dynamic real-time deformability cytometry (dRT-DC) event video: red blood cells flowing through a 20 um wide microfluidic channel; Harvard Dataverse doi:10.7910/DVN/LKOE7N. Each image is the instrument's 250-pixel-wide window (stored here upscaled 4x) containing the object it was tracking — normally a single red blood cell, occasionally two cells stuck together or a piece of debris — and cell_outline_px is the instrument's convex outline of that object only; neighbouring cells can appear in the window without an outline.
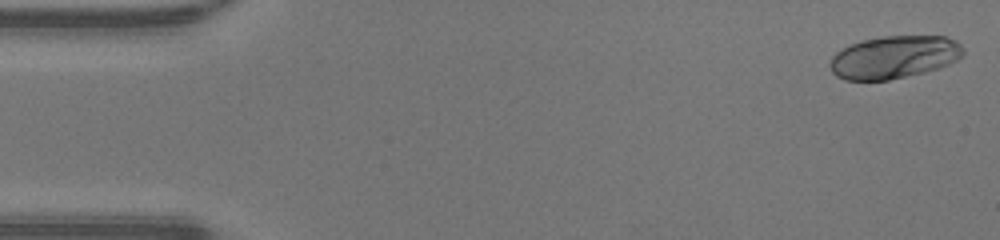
{"species": "human", "species_latin": "Homo sapiens", "temperature_condition": "warm", "stored_images_in_passage": 48, "camera_frame_rate_fps": 3000, "um_per_image_px": 0.085, "donor": {"sex": "male"}, "frame": {"image": 1, "passage_image": 1, "time_ms": 0.0, "image_size_px": [1000, 240], "cell_outline_px": [[964, 56], [948, 64], [924, 72], [888, 80], [844, 80], [836, 76], [832, 72], [828, 64], [832, 56], [836, 52], [852, 44], [864, 40], [884, 36], [944, 36], [956, 40], [964, 48]], "centroid_in_image_um": [76.0, 4.86], "position_along_channel_um": 9.0, "area_um2": 33.12}}
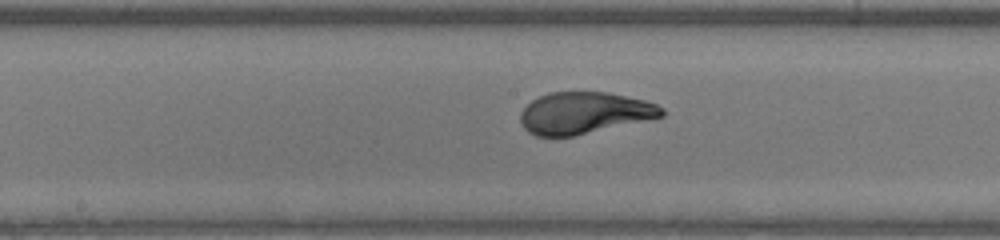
{"frame": {"image": 2, "passage_image": 24, "time_ms": 7.667, "image_size_px": [1000, 240], "cell_outline_px": [[664, 116], [572, 136], [536, 136], [528, 132], [520, 124], [520, 112], [532, 100], [548, 92], [608, 92], [644, 100], [656, 104], [664, 108]], "centroid_in_image_um": [49.63, 9.59], "position_along_channel_um": 198.6, "area_um2": 34.16}}
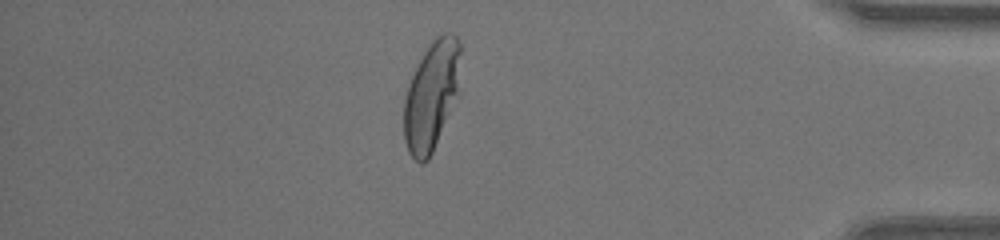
{"frame": {"image": 3, "passage_image": 41, "time_ms": 13.333, "image_size_px": [1000, 240], "cell_outline_px": [[460, 96], [428, 160], [420, 164], [408, 152], [404, 140], [404, 100], [408, 84], [424, 52], [432, 40], [436, 36], [444, 32], [452, 32], [460, 40]], "centroid_in_image_um": [36.72, 8.12], "position_along_channel_um": 398.5, "area_um2": 36.7}, "authors_computed_cell_mechanics": {"area_um2": 34.9112, "velocity_mm_per_s": 4.2579, "shape_relaxation_time_tau1_ms": 4.1192, "shape_relaxation_time_tau2_ms": null, "deformation_change_tau1": 0.235, "deformation_change_tau2": null}}